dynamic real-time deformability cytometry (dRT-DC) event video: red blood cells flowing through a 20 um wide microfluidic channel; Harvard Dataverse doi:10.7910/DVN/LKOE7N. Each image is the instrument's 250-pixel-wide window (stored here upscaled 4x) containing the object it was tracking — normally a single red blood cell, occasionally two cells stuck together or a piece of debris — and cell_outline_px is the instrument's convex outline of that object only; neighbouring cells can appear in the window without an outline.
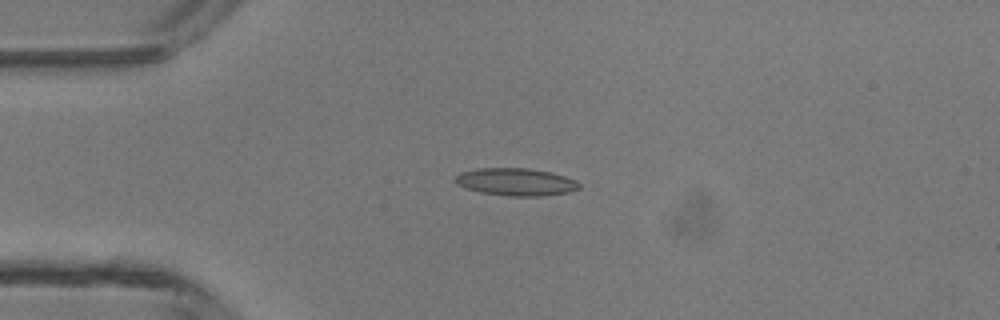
{"species": "common noctule bat (a hibernating species)", "species_latin": "Nyctalus noctula", "temperature_condition": "room temperature", "stored_images_in_passage": 12, "camera_frame_rate_fps": 3000, "um_per_image_px": 0.085, "animal": {"sex": "male", "body_mass_g": 13.3}, "frame": {"image": 1, "passage_image": 5, "time_ms": 1.333, "image_size_px": [1000, 320], "cell_outline_px": [[580, 188], [568, 192], [544, 196], [508, 196], [480, 192], [456, 184], [452, 180], [460, 172], [476, 168], [528, 168], [552, 172], [576, 180], [580, 184]], "centroid_in_image_um": [43.84, 15.46], "position_along_channel_um": 41.2, "area_um2": 20.0}}
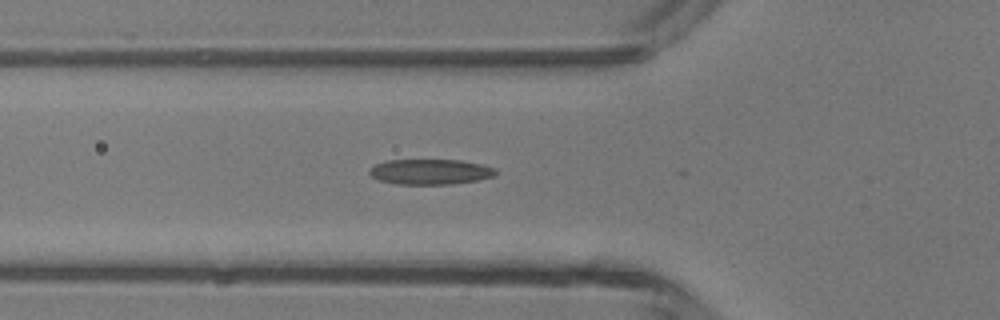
{"frame": {"image": 2, "passage_image": 10, "time_ms": 3.0, "image_size_px": [1000, 320], "cell_outline_px": [[496, 176], [480, 180], [452, 184], [396, 184], [380, 180], [372, 176], [368, 172], [368, 168], [376, 164], [388, 160], [460, 160], [480, 164], [496, 168]], "centroid_in_image_um": [36.59, 14.6], "position_along_channel_um": 89.2, "area_um2": 18.73}}